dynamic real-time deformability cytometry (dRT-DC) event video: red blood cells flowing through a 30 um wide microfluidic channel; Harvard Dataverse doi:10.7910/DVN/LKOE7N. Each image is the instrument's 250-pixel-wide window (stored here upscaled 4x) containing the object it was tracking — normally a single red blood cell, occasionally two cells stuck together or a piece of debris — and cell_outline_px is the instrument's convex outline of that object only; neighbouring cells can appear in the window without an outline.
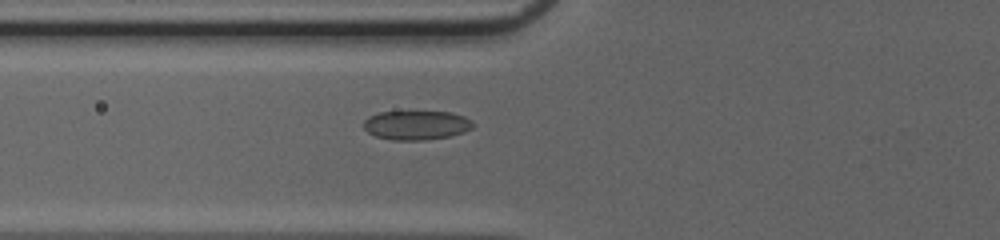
{"species": "common noctule bat (a hibernating species)", "species_latin": "Nyctalus noctula", "temperature_condition": "cold", "stored_images_in_passage": 33, "camera_frame_rate_fps": 3000, "um_per_image_px": 0.085, "animal": {"sex": "female", "body_mass_g": 20.0, "forearm_length_mm": 54.0}, "frame": {"image": 1, "passage_image": 2, "time_ms": 0.333, "image_size_px": [1000, 240], "cell_outline_px": [[476, 124], [472, 128], [464, 132], [448, 136], [424, 140], [392, 140], [376, 136], [368, 132], [364, 128], [364, 120], [368, 116], [380, 112], [452, 112], [464, 116], [472, 120]], "centroid_in_image_um": [35.41, 10.63], "position_along_channel_um": 90.4, "area_um2": 18.61}}
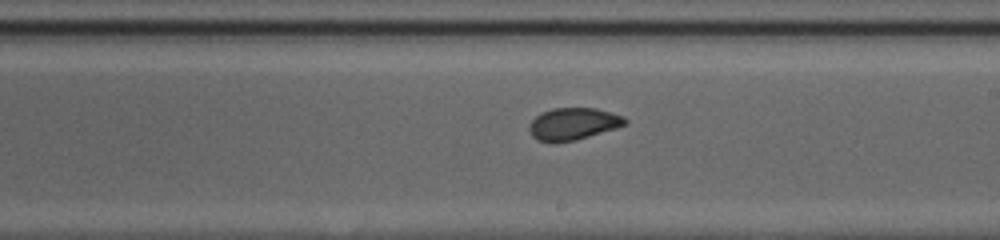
{"frame": {"image": 2, "passage_image": 13, "time_ms": 4.0, "image_size_px": [1000, 240], "cell_outline_px": [[628, 124], [616, 128], [576, 140], [556, 144], [536, 140], [532, 136], [528, 128], [528, 124], [540, 112], [552, 108], [596, 108], [624, 116], [628, 120]], "centroid_in_image_um": [48.69, 10.54], "position_along_channel_um": 240.3, "area_um2": 18.32}}
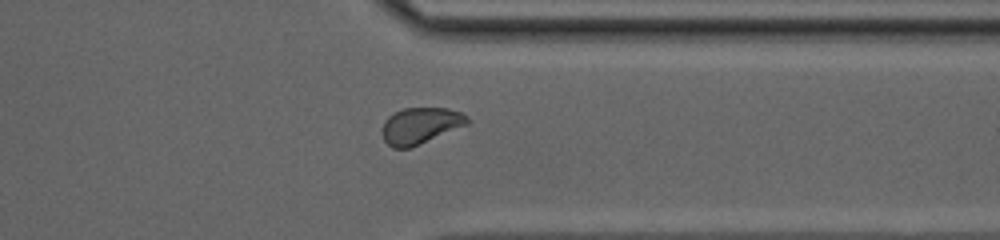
{"frame": {"image": 3, "passage_image": 23, "time_ms": 7.333, "image_size_px": [1000, 240], "cell_outline_px": [[468, 124], [420, 144], [408, 148], [392, 148], [384, 140], [384, 120], [388, 116], [404, 108], [448, 108], [460, 112], [468, 116]], "centroid_in_image_um": [35.75, 10.67], "position_along_channel_um": 375.7, "area_um2": 17.74}, "authors_computed_cell_mechanics": {"area_um2": 18.0914, "velocity_mm_per_s": 4.0619, "shape_relaxation_time_tau1_ms": 3.8667, "shape_relaxation_time_tau2_ms": 0.6095, "deformation_change_tau1": 0.1092, "deformation_change_tau2": 0.0278}}